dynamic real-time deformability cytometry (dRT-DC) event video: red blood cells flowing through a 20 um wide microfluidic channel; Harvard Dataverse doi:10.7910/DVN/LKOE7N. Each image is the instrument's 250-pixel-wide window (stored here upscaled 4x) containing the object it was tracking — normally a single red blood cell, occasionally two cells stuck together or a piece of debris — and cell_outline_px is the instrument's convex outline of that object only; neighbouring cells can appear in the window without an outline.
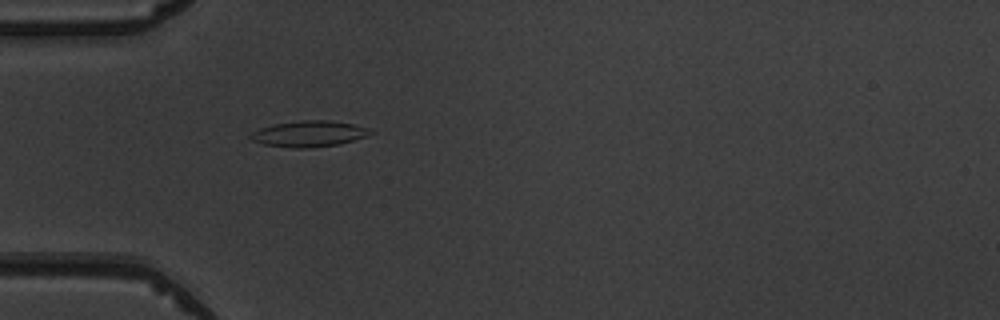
{"species": "common noctule bat (a hibernating species)", "species_latin": "Nyctalus noctula", "temperature_condition": "warm", "stored_images_in_passage": 4, "camera_frame_rate_fps": 3000, "um_per_image_px": 0.085, "animal": {"sex": "male", "body_mass_g": 19.5, "forearm_length_mm": 54.6}, "frame": {"image": 1, "passage_image": 4, "time_ms": 3.667, "image_size_px": [1000, 320], "cell_outline_px": [[376, 132], [340, 144], [304, 148], [292, 148], [264, 144], [252, 140], [248, 136], [252, 132], [260, 128], [276, 124], [300, 120], [328, 120], [352, 124], [368, 128]], "centroid_in_image_um": [26.25, 11.37], "position_along_channel_um": 58.7, "area_um2": 17.92}}